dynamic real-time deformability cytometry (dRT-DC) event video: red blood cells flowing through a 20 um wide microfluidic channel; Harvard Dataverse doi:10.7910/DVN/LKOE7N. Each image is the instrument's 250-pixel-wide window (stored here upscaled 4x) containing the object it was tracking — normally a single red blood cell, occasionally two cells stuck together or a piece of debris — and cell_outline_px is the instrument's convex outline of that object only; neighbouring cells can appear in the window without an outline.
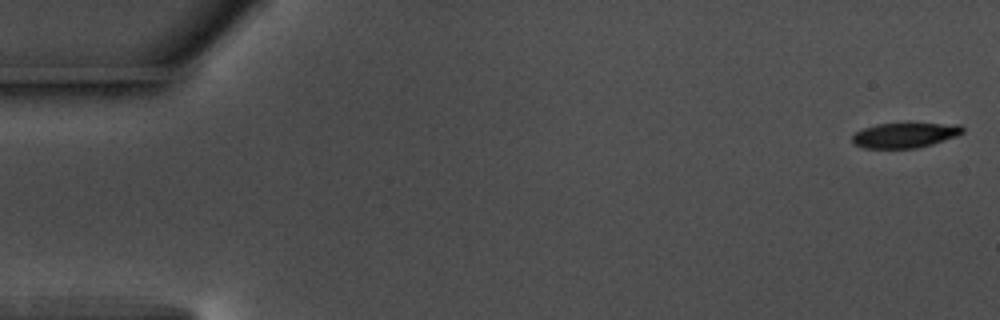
{"species": "common noctule bat (a hibernating species)", "species_latin": "Nyctalus noctula", "temperature_condition": "warm", "stored_images_in_passage": 56, "camera_frame_rate_fps": 3000, "um_per_image_px": 0.085, "animal": {"sex": "male", "body_mass_g": 17.5, "forearm_length_mm": 52.3}, "frame": {"image": 1, "passage_image": 1, "time_ms": 0.0, "image_size_px": [1000, 320], "cell_outline_px": [[964, 132], [956, 136], [932, 144], [916, 148], [864, 148], [856, 144], [852, 140], [852, 136], [856, 132], [864, 128], [876, 124], [960, 124], [964, 128]], "centroid_in_image_um": [76.92, 11.49], "position_along_channel_um": 8.1, "area_um2": 15.84}}
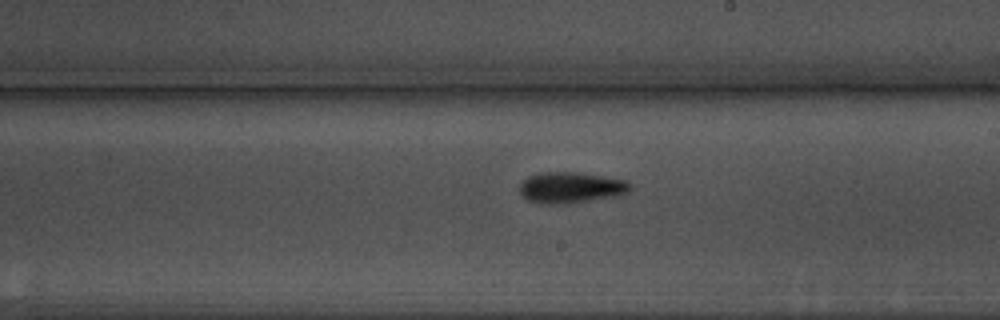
{"frame": {"image": 2, "passage_image": 32, "time_ms": 10.333, "image_size_px": [1000, 320], "cell_outline_px": [[632, 188], [628, 192], [612, 196], [564, 204], [548, 204], [528, 200], [520, 196], [520, 184], [528, 176], [540, 172], [576, 172], [628, 180], [632, 184]], "centroid_in_image_um": [48.5, 15.93], "position_along_channel_um": 240.5, "area_um2": 19.88}}
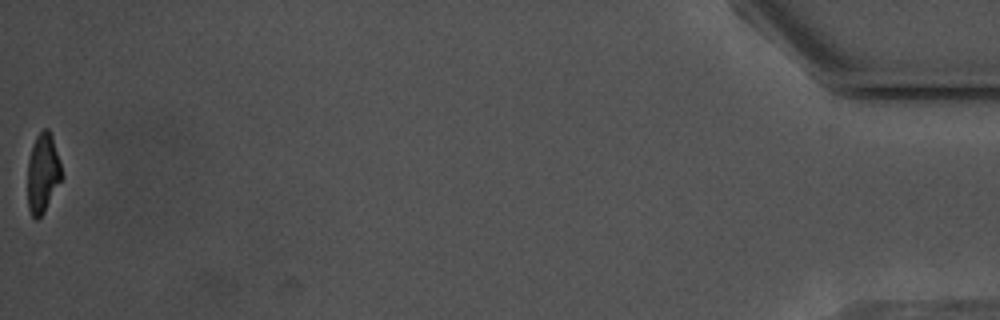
{"frame": {"image": 3, "passage_image": 56, "time_ms": 18.333, "image_size_px": [1000, 320], "cell_outline_px": [[64, 176], [44, 212], [36, 220], [32, 216], [28, 208], [28, 160], [32, 144], [36, 136], [44, 128], [48, 128], [52, 136]], "centroid_in_image_um": [3.65, 14.71], "position_along_channel_um": 431.6, "area_um2": 15.84}, "authors_computed_cell_mechanics": {"area_um2": 17.8891, "velocity_mm_per_s": 3.6495, "shape_relaxation_time_tau1_ms": 3.815, "shape_relaxation_time_tau2_ms": 9.469, "deformation_change_tau1": 0.1459, "deformation_change_tau2": 0.23}}